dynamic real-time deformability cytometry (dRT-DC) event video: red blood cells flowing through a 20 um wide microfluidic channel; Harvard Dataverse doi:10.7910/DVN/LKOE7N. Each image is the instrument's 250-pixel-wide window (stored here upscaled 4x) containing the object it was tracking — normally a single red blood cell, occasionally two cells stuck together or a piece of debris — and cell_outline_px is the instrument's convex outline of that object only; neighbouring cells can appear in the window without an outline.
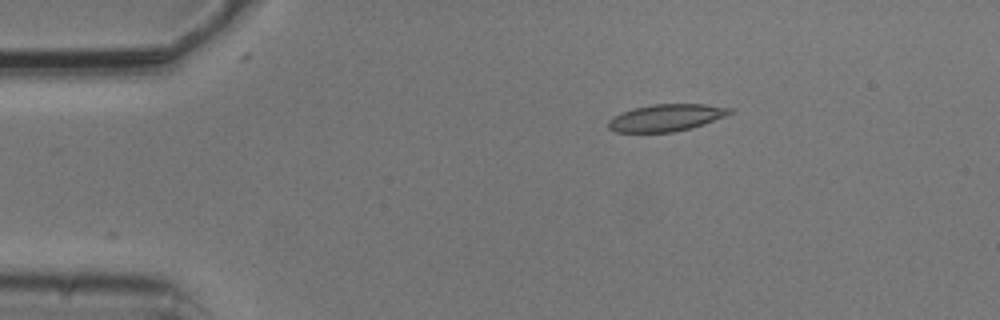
{"species": "common noctule bat (a hibernating species)", "species_latin": "Nyctalus noctula", "temperature_condition": "cold", "stored_images_in_passage": 2, "camera_frame_rate_fps": 3000, "um_per_image_px": 0.085, "animal": {"sex": "male", "body_mass_g": 20.5, "forearm_length_mm": 52.5}, "frame": {"image": 1, "passage_image": 2, "time_ms": 0.333, "image_size_px": [1000, 320], "cell_outline_px": [[736, 112], [704, 124], [692, 128], [672, 132], [616, 132], [608, 128], [608, 120], [612, 116], [632, 108], [652, 104], [704, 104], [732, 108]], "centroid_in_image_um": [56.63, 10.0], "position_along_channel_um": 28.4, "area_um2": 19.31}}